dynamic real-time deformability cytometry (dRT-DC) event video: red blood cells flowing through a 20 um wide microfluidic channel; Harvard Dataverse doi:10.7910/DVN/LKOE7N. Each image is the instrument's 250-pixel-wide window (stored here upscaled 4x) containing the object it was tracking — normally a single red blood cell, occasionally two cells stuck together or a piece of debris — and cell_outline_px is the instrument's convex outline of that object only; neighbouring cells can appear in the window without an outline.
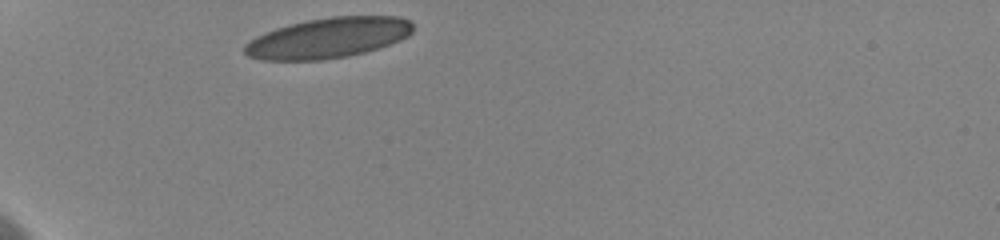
{"species": "human", "species_latin": "Homo sapiens", "temperature_condition": "cold", "stored_images_in_passage": 34, "camera_frame_rate_fps": 3000, "um_per_image_px": 0.085, "donor": {"sex": "female"}, "frame": {"image": 1, "passage_image": 1, "time_ms": 0.0, "image_size_px": [1000, 240], "cell_outline_px": [[412, 32], [408, 36], [400, 40], [364, 52], [348, 56], [320, 60], [260, 60], [248, 56], [244, 52], [244, 44], [248, 40], [264, 32], [276, 28], [308, 20], [332, 16], [400, 16], [408, 20], [412, 24]], "centroid_in_image_um": [27.86, 3.22], "position_along_channel_um": 57.1, "area_um2": 39.54}}
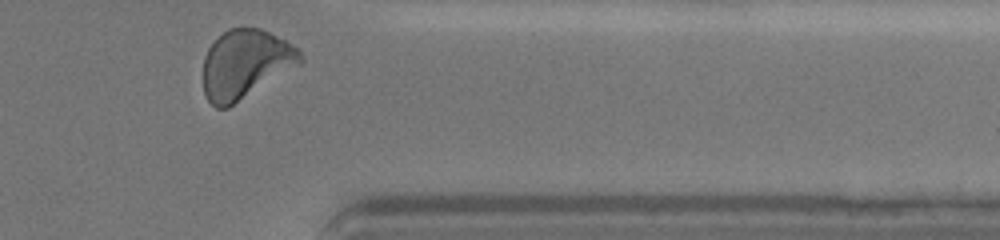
{"frame": {"image": 2, "passage_image": 34, "time_ms": 10.0, "image_size_px": [1000, 240], "cell_outline_px": [[304, 60], [300, 64], [228, 108], [216, 108], [204, 96], [204, 56], [208, 48], [228, 28], [260, 28], [300, 48], [304, 56]], "centroid_in_image_um": [20.87, 5.46], "position_along_channel_um": 390.5, "area_um2": 38.78}, "authors_computed_cell_mechanics": {"area_um2": 38.7838, "velocity_mm_per_s": 3.6084, "shape_relaxation_time_tau1_ms": 4.2396, "shape_relaxation_time_tau2_ms": 0.9987, "deformation_change_tau1": 0.1192, "deformation_change_tau2": 0.0629}}